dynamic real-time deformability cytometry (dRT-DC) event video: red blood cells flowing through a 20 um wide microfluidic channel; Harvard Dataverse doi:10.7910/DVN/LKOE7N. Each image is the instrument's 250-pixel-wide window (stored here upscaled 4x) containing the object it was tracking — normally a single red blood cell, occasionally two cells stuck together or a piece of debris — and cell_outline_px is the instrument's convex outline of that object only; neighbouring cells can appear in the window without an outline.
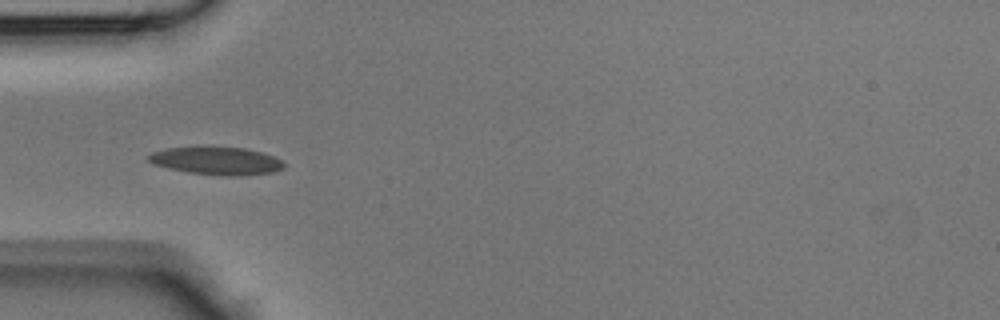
{"species": "Egyptian fruit bat (a non-hibernating species)", "species_latin": "Rousettus aegyptiacus", "temperature_condition": "room temperature", "stored_images_in_passage": 9, "camera_frame_rate_fps": 3000, "um_per_image_px": 0.085, "animal": {"sex": "male"}, "frame": {"image": 1, "passage_image": 2, "time_ms": 0.333, "image_size_px": [1000, 320], "cell_outline_px": [[284, 168], [272, 172], [232, 176], [224, 176], [188, 172], [168, 168], [152, 164], [148, 160], [148, 156], [152, 152], [168, 148], [196, 144], [212, 144], [244, 148], [260, 152], [272, 156], [280, 160], [284, 164]], "centroid_in_image_um": [18.33, 13.61], "position_along_channel_um": 66.7, "area_um2": 22.66}}